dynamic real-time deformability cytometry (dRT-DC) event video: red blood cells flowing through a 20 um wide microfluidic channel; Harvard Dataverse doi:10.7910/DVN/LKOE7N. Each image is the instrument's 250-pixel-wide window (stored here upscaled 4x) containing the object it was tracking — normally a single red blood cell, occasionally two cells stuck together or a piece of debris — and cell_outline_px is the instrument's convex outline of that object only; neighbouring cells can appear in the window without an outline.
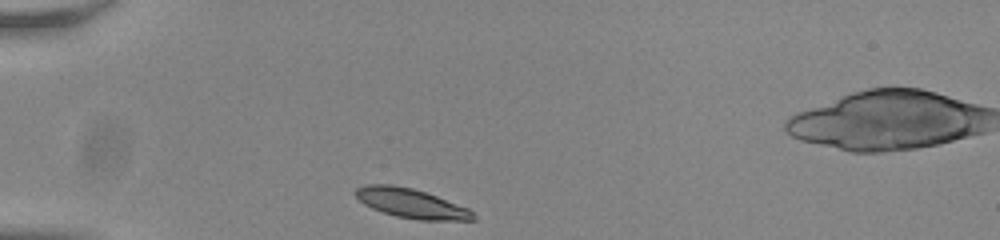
{"species": "common noctule bat (a hibernating species)", "species_latin": "Nyctalus noctula", "temperature_condition": "room temperature", "stored_images_in_passage": 32, "camera_frame_rate_fps": 3000, "um_per_image_px": 0.085, "animal": {"sex": "male", "body_mass_g": 20.0, "forearm_length_mm": 53.3}, "frame": {"image": 1, "passage_image": 1, "time_ms": 0.0, "image_size_px": [1000, 240], "cell_outline_px": [[476, 220], [416, 220], [396, 216], [372, 208], [364, 204], [352, 192], [356, 188], [364, 184], [392, 184], [412, 188], [436, 196], [468, 208], [476, 216]], "centroid_in_image_um": [34.92, 17.28], "position_along_channel_um": 50.1, "area_um2": 20.11}}
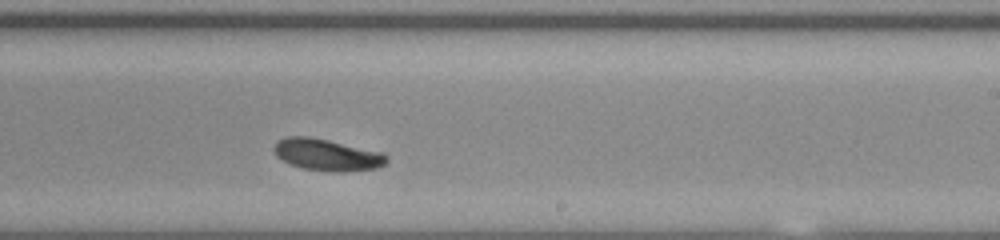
{"frame": {"image": 2, "passage_image": 20, "time_ms": 6.333, "image_size_px": [1000, 240], "cell_outline_px": [[388, 160], [384, 164], [376, 168], [340, 172], [332, 172], [304, 168], [288, 164], [276, 156], [272, 148], [276, 140], [284, 136], [308, 136], [328, 140], [380, 152], [388, 156]], "centroid_in_image_um": [27.72, 13.15], "position_along_channel_um": 261.3, "area_um2": 20.87}}
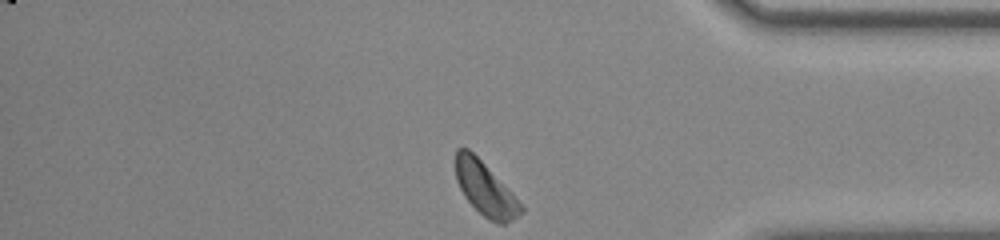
{"frame": {"image": 3, "passage_image": 32, "time_ms": 10.333, "image_size_px": [1000, 240], "cell_outline_px": [[524, 212], [512, 220], [504, 224], [496, 224], [488, 220], [464, 196], [456, 180], [456, 148], [468, 148], [512, 192], [524, 208]], "centroid_in_image_um": [41.26, 16.08], "position_along_channel_um": 393.9, "area_um2": 20.06}, "authors_computed_cell_mechanics": {"area_um2": 20.7791, "velocity_mm_per_s": 3.7342, "shape_relaxation_time_tau1_ms": 3.0614, "shape_relaxation_time_tau2_ms": null, "deformation_change_tau1": 0.1217, "deformation_change_tau2": null}}